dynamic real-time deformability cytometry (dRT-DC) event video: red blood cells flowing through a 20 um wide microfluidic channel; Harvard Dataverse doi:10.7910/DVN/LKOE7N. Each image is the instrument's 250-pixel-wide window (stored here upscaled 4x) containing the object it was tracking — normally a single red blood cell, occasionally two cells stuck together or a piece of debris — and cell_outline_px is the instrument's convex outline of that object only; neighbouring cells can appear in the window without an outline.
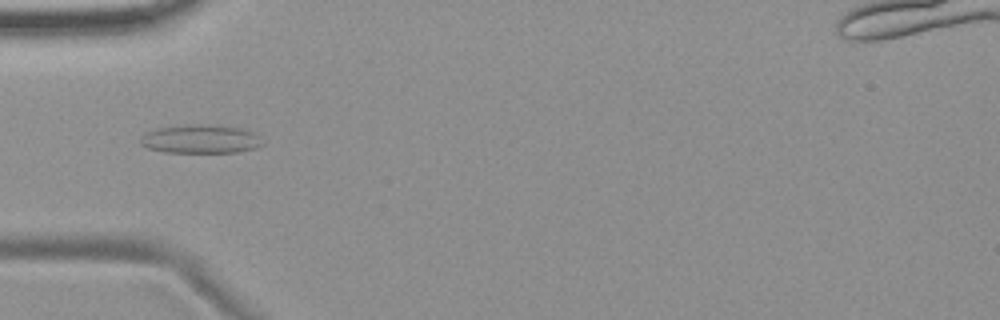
{"species": "common noctule bat (a hibernating species)", "species_latin": "Nyctalus noctula", "temperature_condition": "room temperature", "stored_images_in_passage": 8, "camera_frame_rate_fps": 3000, "um_per_image_px": 0.085, "animal": {"sex": "female", "body_mass_g": 19.9}, "frame": {"image": 1, "passage_image": 4, "time_ms": 3.667, "image_size_px": [1000, 320], "cell_outline_px": [[264, 144], [256, 148], [236, 152], [164, 152], [148, 148], [140, 144], [140, 136], [156, 128], [184, 124], [208, 124], [240, 128], [252, 132], [260, 136]], "centroid_in_image_um": [17.04, 11.81], "position_along_channel_um": 68.0, "area_um2": 20.52}}
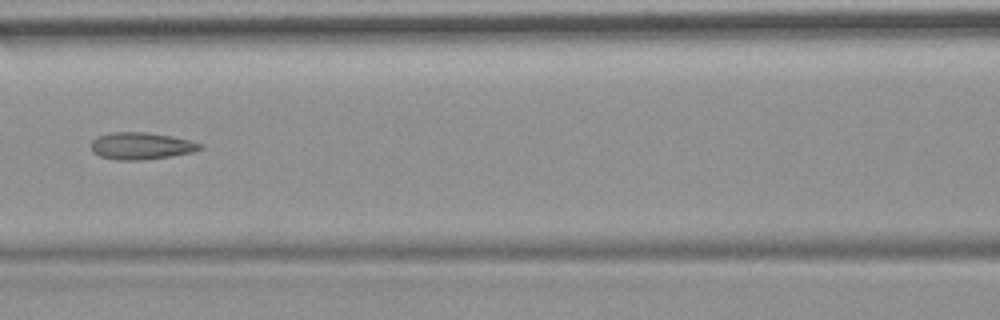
{"frame": {"image": 2, "passage_image": 6, "time_ms": 6.0, "image_size_px": [1000, 320], "cell_outline_px": [[204, 148], [196, 152], [140, 160], [116, 160], [100, 156], [92, 152], [92, 140], [96, 136], [112, 132], [144, 132], [172, 136], [204, 144]], "centroid_in_image_um": [12.02, 12.4], "position_along_channel_um": 154.6, "area_um2": 17.22}}
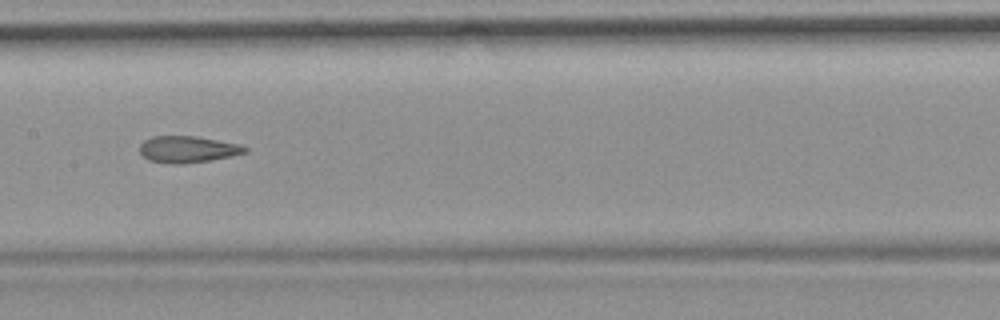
{"frame": {"image": 3, "passage_image": 7, "time_ms": 7.0, "image_size_px": [1000, 320], "cell_outline_px": [[248, 152], [232, 156], [212, 160], [180, 164], [172, 164], [148, 160], [140, 152], [140, 144], [144, 140], [152, 136], [196, 136], [240, 144], [248, 148]], "centroid_in_image_um": [15.97, 12.69], "position_along_channel_um": 191.4, "area_um2": 16.42}}